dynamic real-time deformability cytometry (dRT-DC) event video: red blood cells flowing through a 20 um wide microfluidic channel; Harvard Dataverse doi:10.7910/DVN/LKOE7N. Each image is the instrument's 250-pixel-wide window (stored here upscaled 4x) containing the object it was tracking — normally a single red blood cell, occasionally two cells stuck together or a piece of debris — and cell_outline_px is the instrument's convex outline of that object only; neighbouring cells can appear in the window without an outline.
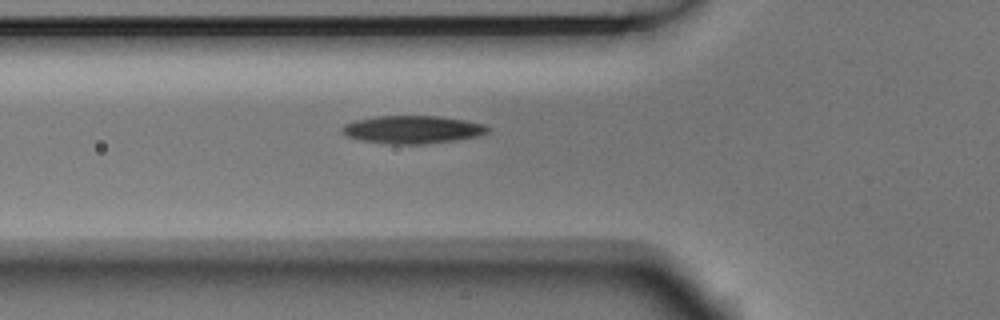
{"species": "Egyptian fruit bat (a non-hibernating species)", "species_latin": "Rousettus aegyptiacus", "temperature_condition": "room temperature", "stored_images_in_passage": 5, "camera_frame_rate_fps": 3000, "um_per_image_px": 0.085, "animal": {"sex": "male"}, "frame": {"image": 1, "passage_image": 5, "time_ms": 1.333, "image_size_px": [1000, 320], "cell_outline_px": [[488, 132], [480, 136], [424, 144], [388, 144], [360, 140], [348, 136], [340, 128], [344, 124], [356, 120], [376, 116], [440, 116], [464, 120], [484, 124], [488, 128]], "centroid_in_image_um": [35.05, 11.01], "position_along_channel_um": 90.7, "area_um2": 23.52}}